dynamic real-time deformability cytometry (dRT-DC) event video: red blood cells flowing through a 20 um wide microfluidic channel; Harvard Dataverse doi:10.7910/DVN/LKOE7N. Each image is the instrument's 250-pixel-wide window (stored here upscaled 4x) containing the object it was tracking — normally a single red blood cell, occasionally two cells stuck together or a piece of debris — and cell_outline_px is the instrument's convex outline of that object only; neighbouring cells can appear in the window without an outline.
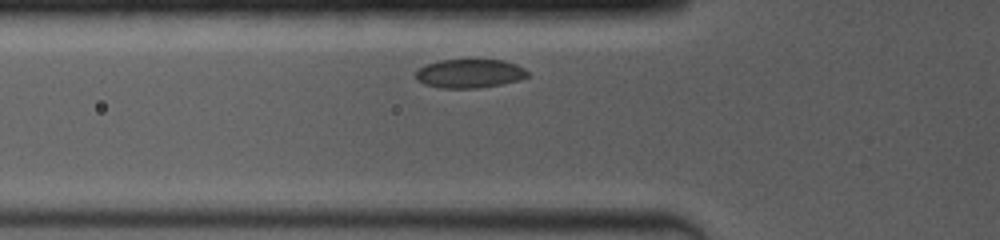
{"species": "common noctule bat (a hibernating species)", "species_latin": "Nyctalus noctula", "temperature_condition": "room temperature", "stored_images_in_passage": 17, "camera_frame_rate_fps": 4000, "um_per_image_px": 0.085, "animal": {"sex": "female", "body_mass_g": 19.0, "forearm_length_mm": 53.3}, "frame": {"image": 1, "passage_image": 2, "time_ms": 0.5, "image_size_px": [1000, 240], "cell_outline_px": [[528, 76], [520, 80], [500, 84], [476, 88], [440, 88], [424, 84], [416, 80], [416, 72], [424, 64], [440, 60], [504, 60], [516, 64], [524, 68], [528, 72]], "centroid_in_image_um": [39.9, 6.25], "position_along_channel_um": 85.9, "area_um2": 18.79}}
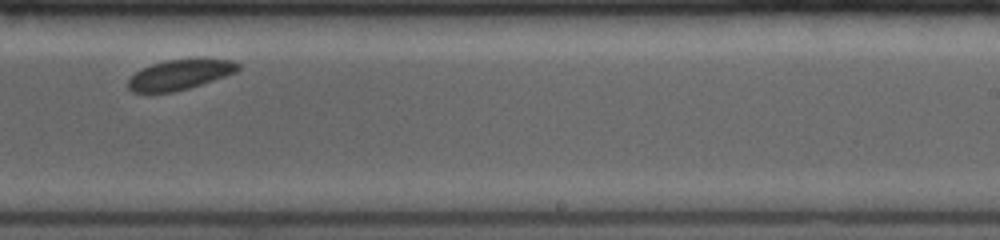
{"frame": {"image": 2, "passage_image": 11, "time_ms": 5.5, "image_size_px": [1000, 240], "cell_outline_px": [[240, 68], [236, 72], [188, 88], [172, 92], [132, 92], [128, 88], [128, 80], [136, 72], [152, 64], [168, 60], [232, 60], [240, 64]], "centroid_in_image_um": [15.26, 6.36], "position_along_channel_um": 273.7, "area_um2": 18.61}}
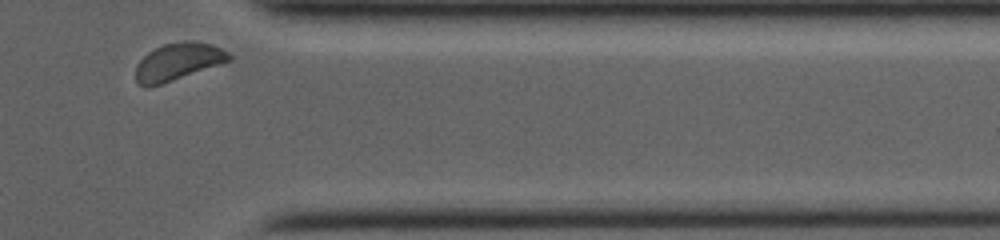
{"frame": {"image": 3, "passage_image": 17, "time_ms": 8.75, "image_size_px": [1000, 240], "cell_outline_px": [[232, 60], [148, 88], [144, 88], [136, 84], [136, 64], [148, 52], [164, 44], [180, 40], [192, 40], [212, 44], [228, 52], [232, 56]], "centroid_in_image_um": [15.11, 5.23], "position_along_channel_um": 396.3, "area_um2": 20.35}, "authors_computed_cell_mechanics": {"area_um2": 19.9988, "velocity_mm_per_s": 3.7664, "shape_relaxation_time_tau1_ms": 0.4303, "shape_relaxation_time_tau2_ms": null, "deformation_change_tau1": 0.0254, "deformation_change_tau2": null}}